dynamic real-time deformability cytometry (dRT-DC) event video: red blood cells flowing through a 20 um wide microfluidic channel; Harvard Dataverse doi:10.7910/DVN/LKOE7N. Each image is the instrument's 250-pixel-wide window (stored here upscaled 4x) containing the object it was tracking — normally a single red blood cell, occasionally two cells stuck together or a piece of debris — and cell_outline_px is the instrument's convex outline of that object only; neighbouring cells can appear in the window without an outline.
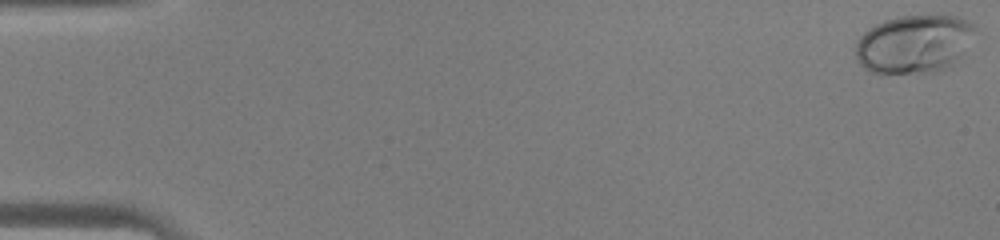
{"species": "human", "species_latin": "Homo sapiens", "temperature_condition": "warm", "stored_images_in_passage": 46, "camera_frame_rate_fps": 3000, "um_per_image_px": 0.085, "donor": {"sex": "male"}, "frame": {"image": 1, "passage_image": 1, "time_ms": 0.0, "image_size_px": [1000, 240], "cell_outline_px": [[972, 28], [952, 68], [940, 72], [872, 72], [864, 68], [856, 60], [856, 40], [868, 28], [884, 20], [900, 16], [956, 16], [972, 24]], "centroid_in_image_um": [77.58, 3.75], "position_along_channel_um": 7.4, "area_um2": 39.54}}
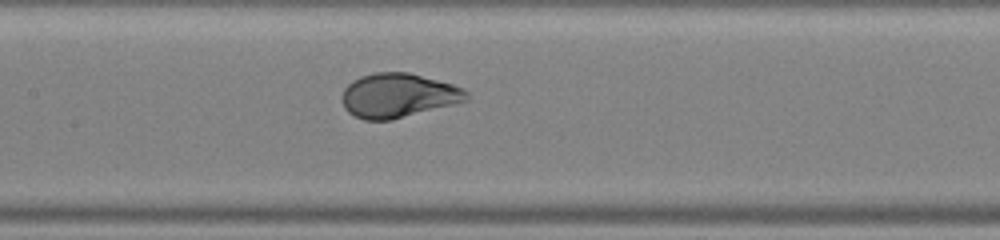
{"frame": {"image": 2, "passage_image": 23, "time_ms": 7.333, "image_size_px": [1000, 240], "cell_outline_px": [[468, 100], [392, 120], [364, 120], [348, 112], [344, 108], [344, 88], [352, 80], [360, 76], [376, 72], [408, 72], [452, 84], [464, 88], [468, 92]], "centroid_in_image_um": [33.85, 8.11], "position_along_channel_um": 173.5, "area_um2": 31.85}}
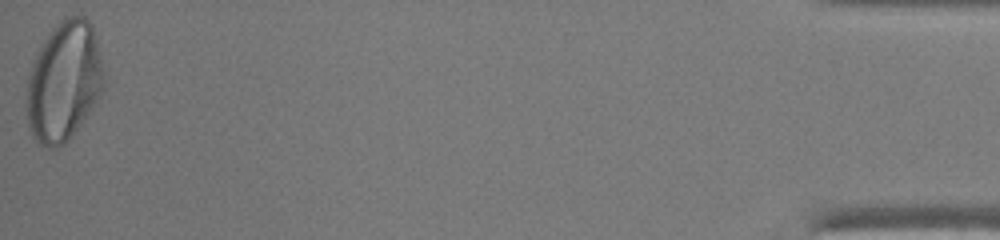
{"frame": {"image": 3, "passage_image": 46, "time_ms": 15.0, "image_size_px": [1000, 240], "cell_outline_px": [[108, 80], [88, 112], [64, 144], [56, 148], [48, 148], [40, 144], [32, 136], [28, 124], [28, 72], [40, 44], [52, 28], [64, 16], [84, 16], [92, 24]], "centroid_in_image_um": [5.45, 6.87], "position_along_channel_um": 429.7, "area_um2": 53.81}}